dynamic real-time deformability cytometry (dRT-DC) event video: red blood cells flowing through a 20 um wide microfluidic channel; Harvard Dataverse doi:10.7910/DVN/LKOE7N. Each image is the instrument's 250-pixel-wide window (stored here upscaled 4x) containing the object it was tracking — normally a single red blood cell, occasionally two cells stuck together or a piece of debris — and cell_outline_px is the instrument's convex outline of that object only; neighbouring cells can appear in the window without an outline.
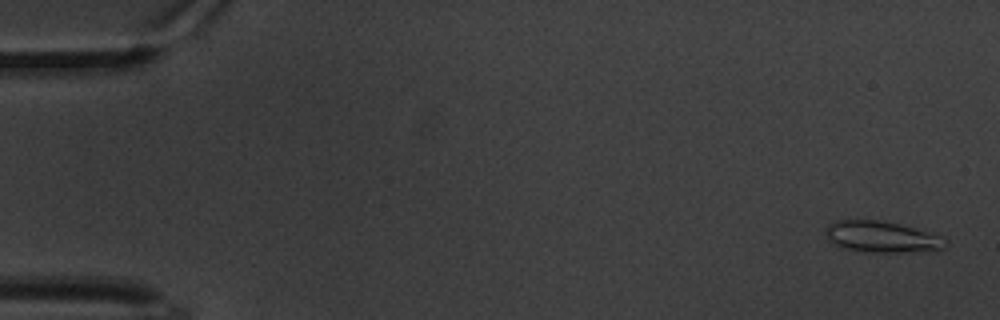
{"species": "common noctule bat (a hibernating species)", "species_latin": "Nyctalus noctula", "temperature_condition": "warm", "stored_images_in_passage": 62, "camera_frame_rate_fps": 3000, "um_per_image_px": 0.085, "animal": {"sex": "male", "body_mass_g": 20.1, "forearm_length_mm": 53.5}, "frame": {"image": 1, "passage_image": 2, "time_ms": 0.333, "image_size_px": [1000, 320], "cell_outline_px": [[948, 240], [944, 248], [936, 252], [868, 252], [840, 248], [832, 244], [824, 236], [824, 228], [828, 224], [836, 220], [876, 220], [896, 224], [944, 236]], "centroid_in_image_um": [74.94, 20.16], "position_along_channel_um": 10.1, "area_um2": 22.31}}
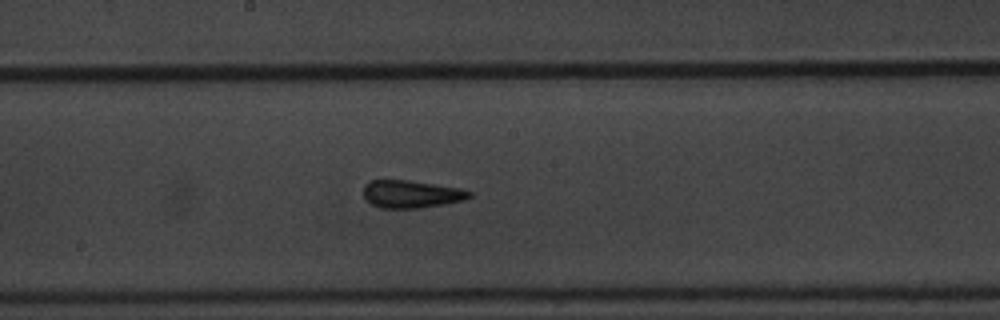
{"frame": {"image": 2, "passage_image": 33, "time_ms": 10.667, "image_size_px": [1000, 320], "cell_outline_px": [[472, 196], [464, 200], [444, 204], [420, 208], [380, 208], [372, 204], [364, 196], [364, 184], [372, 180], [408, 180], [460, 188], [472, 192]], "centroid_in_image_um": [34.97, 16.5], "position_along_channel_um": 213.2, "area_um2": 16.99}}
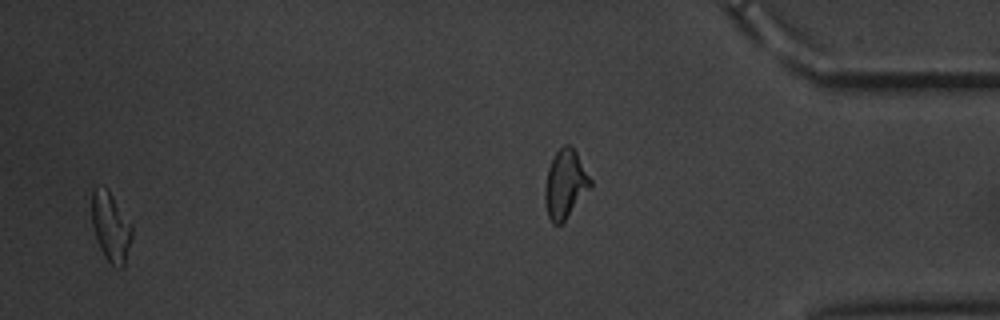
{"frame": {"image": 3, "passage_image": 60, "time_ms": 19.667, "image_size_px": [1000, 320], "cell_outline_px": [[132, 236], [124, 268], [112, 268], [104, 256], [100, 248], [92, 224], [92, 192], [104, 188], [108, 188], [132, 224]], "centroid_in_image_um": [9.45, 19.36], "position_along_channel_um": 425.8, "area_um2": 16.24}, "authors_computed_cell_mechanics": {"area_um2": 16.9932, "velocity_mm_per_s": 3.2907, "shape_relaxation_time_tau1_ms": 5.9884, "shape_relaxation_time_tau2_ms": 2.1805, "deformation_change_tau1": 0.1357, "deformation_change_tau2": 0.0964}}